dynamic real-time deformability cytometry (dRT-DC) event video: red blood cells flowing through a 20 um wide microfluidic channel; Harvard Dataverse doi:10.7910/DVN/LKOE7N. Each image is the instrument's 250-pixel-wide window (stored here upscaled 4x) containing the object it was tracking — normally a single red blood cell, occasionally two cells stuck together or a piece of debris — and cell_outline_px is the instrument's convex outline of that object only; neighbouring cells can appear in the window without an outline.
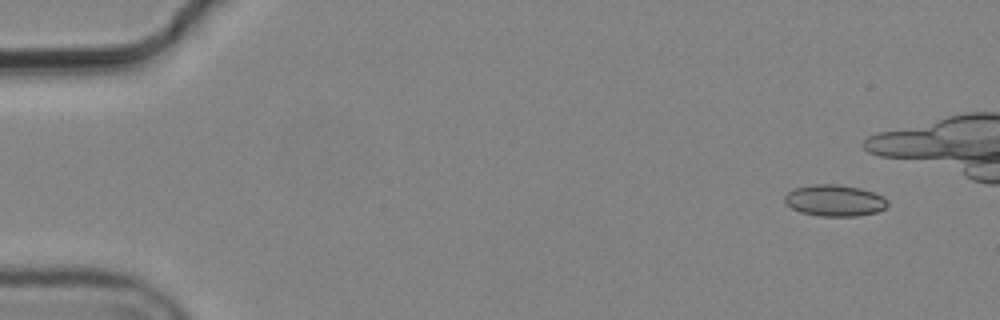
{"species": "common noctule bat (a hibernating species)", "species_latin": "Nyctalus noctula", "temperature_condition": "cold", "stored_images_in_passage": 7, "camera_frame_rate_fps": 3000, "um_per_image_px": 0.085, "animal": {"sex": "male", "body_mass_g": 19.2, "forearm_length_mm": 51.8}, "frame": {"image": 1, "passage_image": 2, "time_ms": 0.333, "image_size_px": [1000, 320], "cell_outline_px": [[888, 204], [884, 208], [876, 212], [856, 216], [820, 216], [800, 212], [784, 204], [784, 196], [788, 192], [796, 188], [816, 184], [836, 184], [860, 188], [884, 196], [888, 200]], "centroid_in_image_um": [70.93, 17.04], "position_along_channel_um": 14.1, "area_um2": 18.84}}